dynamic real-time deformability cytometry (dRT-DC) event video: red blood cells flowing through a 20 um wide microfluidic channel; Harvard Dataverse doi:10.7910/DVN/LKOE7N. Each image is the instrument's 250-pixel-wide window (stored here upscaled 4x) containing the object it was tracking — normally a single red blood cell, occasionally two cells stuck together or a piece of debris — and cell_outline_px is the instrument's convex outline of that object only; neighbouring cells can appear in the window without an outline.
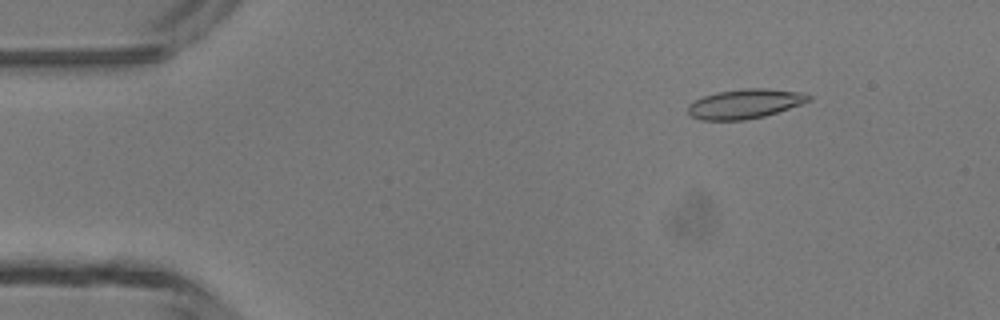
{"species": "common noctule bat (a hibernating species)", "species_latin": "Nyctalus noctula", "temperature_condition": "room temperature", "stored_images_in_passage": 47, "camera_frame_rate_fps": 3000, "um_per_image_px": 0.085, "animal": {"sex": "male", "body_mass_g": 13.3}, "frame": {"image": 1, "passage_image": 6, "time_ms": 1.667, "image_size_px": [1000, 320], "cell_outline_px": [[812, 100], [764, 116], [744, 120], [700, 120], [692, 116], [688, 112], [688, 104], [704, 96], [716, 92], [744, 88], [764, 88], [796, 92], [812, 96]], "centroid_in_image_um": [63.28, 8.82], "position_along_channel_um": 21.7, "area_um2": 20.46}}
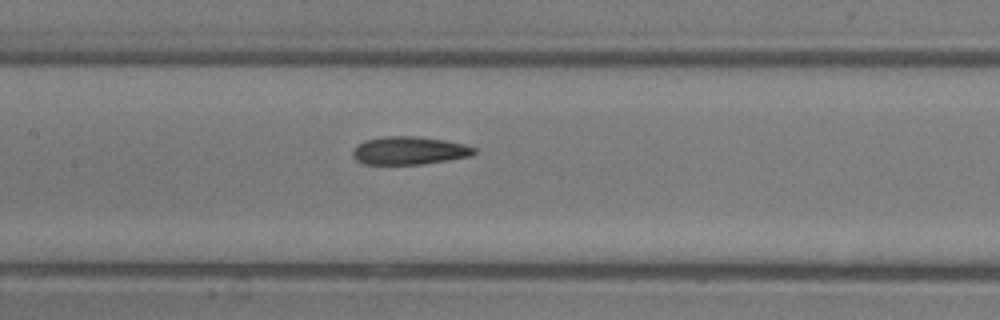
{"frame": {"image": 2, "passage_image": 22, "time_ms": 7.0, "image_size_px": [1000, 320], "cell_outline_px": [[476, 152], [472, 156], [448, 160], [420, 164], [364, 164], [356, 160], [352, 156], [352, 148], [356, 144], [364, 140], [384, 136], [416, 136], [444, 140], [464, 144], [476, 148]], "centroid_in_image_um": [34.75, 12.79], "position_along_channel_um": 172.7, "area_um2": 20.0}}
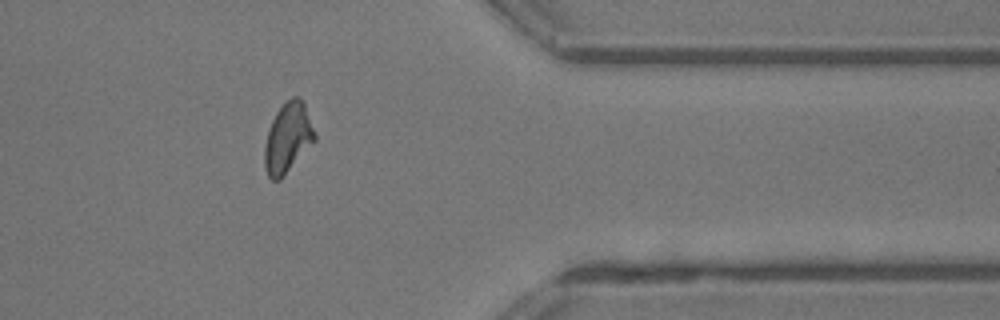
{"frame": {"image": 3, "passage_image": 38, "time_ms": 12.333, "image_size_px": [1000, 320], "cell_outline_px": [[316, 140], [280, 180], [272, 180], [268, 176], [264, 164], [264, 148], [268, 128], [276, 112], [292, 96], [300, 96], [304, 100], [316, 136]], "centroid_in_image_um": [24.47, 11.71], "position_along_channel_um": 386.9, "area_um2": 20.52}, "authors_computed_cell_mechanics": {"area_um2": 19.9988, "velocity_mm_per_s": 4.3531, "shape_relaxation_time_tau1_ms": 7.0692, "shape_relaxation_time_tau2_ms": 1.2811, "deformation_change_tau1": 0.2171, "deformation_change_tau2": 0.0826}}